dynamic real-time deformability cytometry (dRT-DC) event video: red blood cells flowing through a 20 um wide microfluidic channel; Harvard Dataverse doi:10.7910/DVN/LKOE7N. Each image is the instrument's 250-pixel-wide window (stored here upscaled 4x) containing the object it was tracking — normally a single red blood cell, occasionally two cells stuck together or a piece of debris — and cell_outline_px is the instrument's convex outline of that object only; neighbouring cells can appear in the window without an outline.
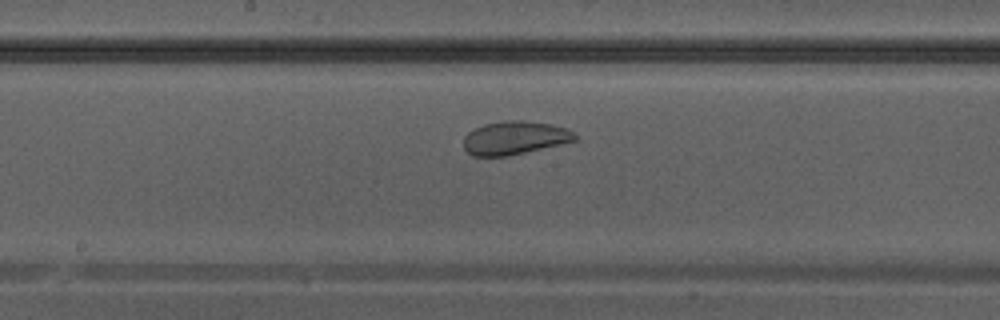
{"species": "Egyptian fruit bat (a non-hibernating species)", "species_latin": "Rousettus aegyptiacus", "temperature_condition": "warm", "stored_images_in_passage": 29, "camera_frame_rate_fps": 3000, "um_per_image_px": 0.085, "animal": {"sex": "male"}, "frame": {"image": 1, "passage_image": 13, "time_ms": 4.0, "image_size_px": [1000, 320], "cell_outline_px": [[576, 140], [560, 144], [508, 156], [472, 156], [464, 148], [464, 136], [468, 132], [484, 124], [504, 120], [524, 120], [552, 124], [564, 128], [572, 132], [576, 136]], "centroid_in_image_um": [43.71, 11.71], "position_along_channel_um": 204.5, "area_um2": 21.5}}